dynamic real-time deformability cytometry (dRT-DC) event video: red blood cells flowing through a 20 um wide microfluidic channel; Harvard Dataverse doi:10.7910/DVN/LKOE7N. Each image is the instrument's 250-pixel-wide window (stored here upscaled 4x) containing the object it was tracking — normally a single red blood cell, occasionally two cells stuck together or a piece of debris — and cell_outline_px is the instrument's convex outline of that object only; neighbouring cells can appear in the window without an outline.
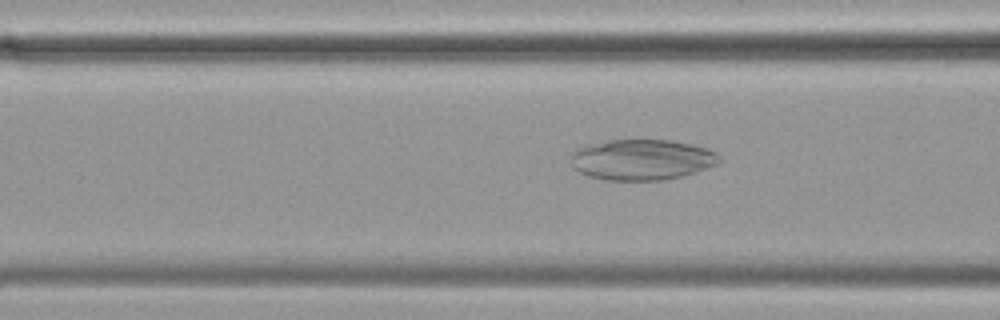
{"species": "common noctule bat (a hibernating species)", "species_latin": "Nyctalus noctula", "temperature_condition": "cold", "stored_images_in_passage": 56, "camera_frame_rate_fps": 3000, "um_per_image_px": 0.085, "animal": {"sex": "female", "body_mass_g": 19.9}, "frame": {"image": 1, "passage_image": 21, "time_ms": 6.667, "image_size_px": [1000, 320], "cell_outline_px": [[720, 160], [716, 164], [680, 176], [664, 180], [604, 180], [588, 176], [572, 168], [572, 152], [576, 148], [584, 144], [608, 140], [672, 140], [708, 148], [716, 152], [720, 156]], "centroid_in_image_um": [54.5, 13.56], "position_along_channel_um": 112.1, "area_um2": 35.26}}
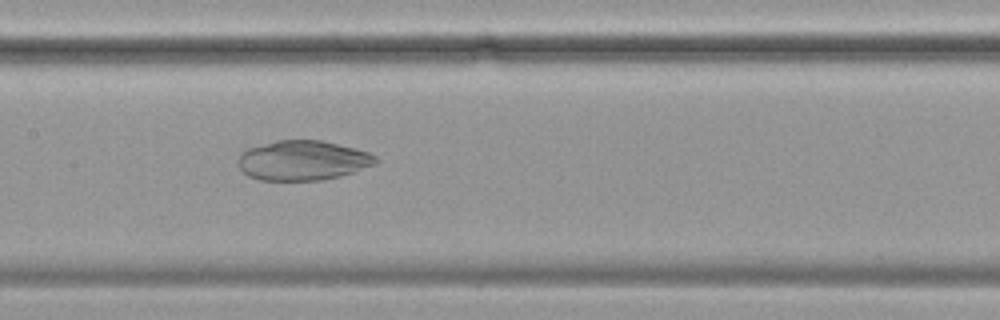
{"frame": {"image": 2, "passage_image": 27, "time_ms": 8.667, "image_size_px": [1000, 320], "cell_outline_px": [[380, 160], [376, 164], [340, 176], [320, 180], [260, 180], [248, 176], [236, 164], [236, 160], [240, 152], [248, 148], [276, 140], [320, 140], [356, 148], [368, 152], [376, 156]], "centroid_in_image_um": [25.71, 13.63], "position_along_channel_um": 181.7, "area_um2": 32.08}}
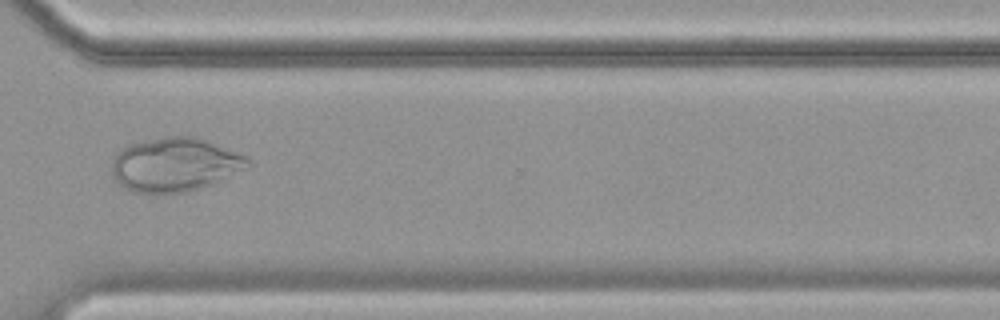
{"frame": {"image": 3, "passage_image": 42, "time_ms": 13.667, "image_size_px": [1000, 320], "cell_outline_px": [[252, 164], [248, 168], [212, 184], [200, 188], [184, 192], [132, 192], [120, 188], [116, 184], [112, 172], [112, 156], [124, 144], [164, 136], [196, 136], [208, 140], [248, 156], [252, 160]], "centroid_in_image_um": [14.84, 13.97], "position_along_channel_um": 355.8, "area_um2": 43.58}}